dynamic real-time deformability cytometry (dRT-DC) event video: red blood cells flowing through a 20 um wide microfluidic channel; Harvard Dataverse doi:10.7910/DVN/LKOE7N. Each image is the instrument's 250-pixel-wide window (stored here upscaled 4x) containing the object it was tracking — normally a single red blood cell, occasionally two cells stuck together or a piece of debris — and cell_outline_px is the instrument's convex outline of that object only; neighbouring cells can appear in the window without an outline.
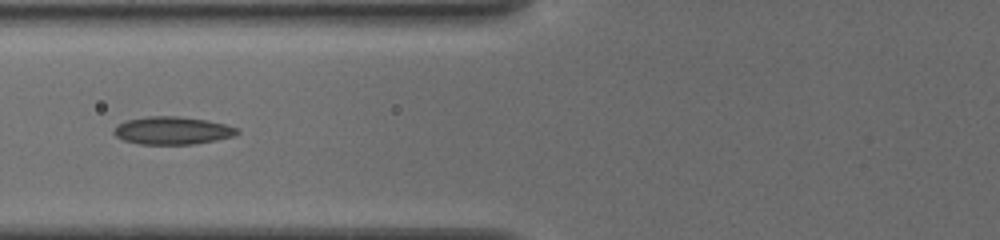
{"species": "common noctule bat (a hibernating species)", "species_latin": "Nyctalus noctula", "temperature_condition": "cold", "stored_images_in_passage": 50, "camera_frame_rate_fps": 3000, "um_per_image_px": 0.085, "animal": {"sex": "female", "body_mass_g": 19.5, "forearm_length_mm": 54.1}, "frame": {"image": 1, "passage_image": 19, "time_ms": 6.0, "image_size_px": [1000, 240], "cell_outline_px": [[240, 132], [236, 136], [216, 140], [192, 144], [140, 144], [124, 140], [116, 136], [112, 132], [120, 124], [128, 120], [148, 116], [176, 116], [204, 120], [224, 124], [240, 128]], "centroid_in_image_um": [14.7, 11.1], "position_along_channel_um": 111.1, "area_um2": 19.77}}
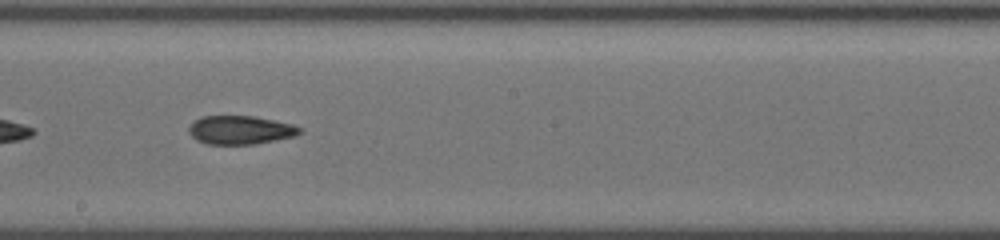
{"frame": {"image": 2, "passage_image": 28, "time_ms": 9.0, "image_size_px": [1000, 240], "cell_outline_px": [[300, 132], [296, 136], [256, 144], [208, 144], [196, 140], [188, 132], [188, 128], [196, 120], [204, 116], [252, 116], [292, 124], [300, 128]], "centroid_in_image_um": [20.42, 11.06], "position_along_channel_um": 227.8, "area_um2": 18.26}}
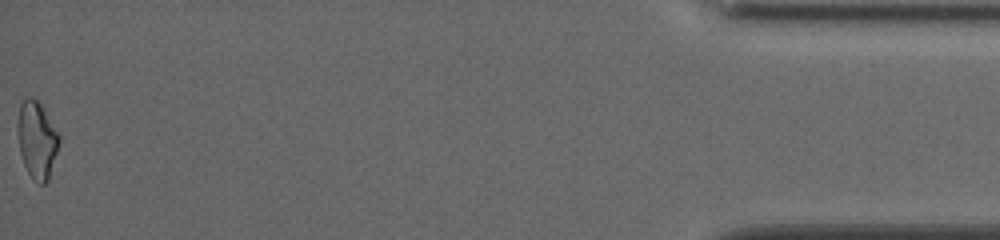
{"frame": {"image": 3, "passage_image": 50, "time_ms": 16.333, "image_size_px": [1000, 240], "cell_outline_px": [[60, 140], [48, 180], [44, 184], [40, 184], [28, 172], [24, 164], [20, 152], [16, 128], [16, 124], [20, 104], [24, 100], [36, 100], [40, 104], [60, 136]], "centroid_in_image_um": [3.12, 11.9], "position_along_channel_um": 432.1, "area_um2": 18.15}, "authors_computed_cell_mechanics": {"area_um2": 18.8428, "velocity_mm_per_s": 3.889, "shape_relaxation_time_tau1_ms": null, "shape_relaxation_time_tau2_ms": 3.6305, "deformation_change_tau1": null, "deformation_change_tau2": 0.0935}}